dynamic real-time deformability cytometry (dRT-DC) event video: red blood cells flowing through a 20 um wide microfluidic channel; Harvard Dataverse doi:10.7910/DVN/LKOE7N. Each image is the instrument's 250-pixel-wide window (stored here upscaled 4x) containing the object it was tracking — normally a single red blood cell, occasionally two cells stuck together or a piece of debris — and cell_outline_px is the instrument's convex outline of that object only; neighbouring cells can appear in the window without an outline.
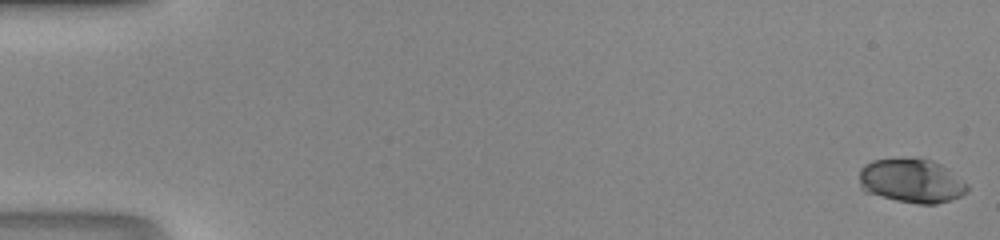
{"species": "human", "species_latin": "Homo sapiens", "temperature_condition": "room temperature", "stored_images_in_passage": 48, "camera_frame_rate_fps": 3000, "um_per_image_px": 0.085, "donor": {"sex": "male"}, "frame": {"image": 1, "passage_image": 1, "time_ms": 0.0, "image_size_px": [1000, 240], "cell_outline_px": [[968, 192], [960, 196], [936, 204], [920, 204], [896, 200], [864, 192], [860, 188], [860, 168], [864, 164], [872, 160], [932, 160], [940, 164], [968, 184]], "centroid_in_image_um": [77.46, 15.4], "position_along_channel_um": 7.5, "area_um2": 27.22}}
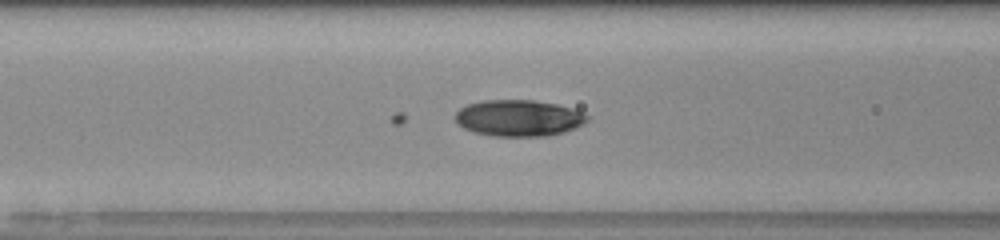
{"frame": {"image": 2, "passage_image": 21, "time_ms": 6.667, "image_size_px": [1000, 240], "cell_outline_px": [[588, 120], [584, 124], [576, 128], [552, 136], [492, 136], [476, 132], [464, 128], [456, 124], [456, 112], [460, 108], [468, 104], [484, 100], [532, 100], [556, 104], [572, 108], [588, 116]], "centroid_in_image_um": [44.1, 10.04], "position_along_channel_um": 122.5, "area_um2": 28.03}}
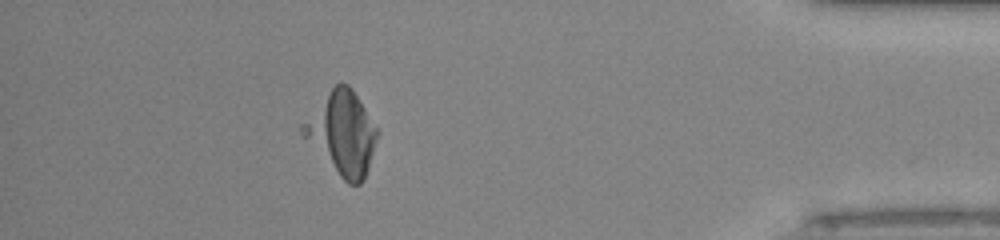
{"frame": {"image": 3, "passage_image": 43, "time_ms": 14.0, "image_size_px": [1000, 240], "cell_outline_px": [[380, 132], [364, 180], [360, 184], [348, 184], [300, 136], [300, 124], [332, 88], [336, 84], [348, 84], [352, 88]], "centroid_in_image_um": [29.08, 11.34], "position_along_channel_um": 406.1, "area_um2": 35.72}}